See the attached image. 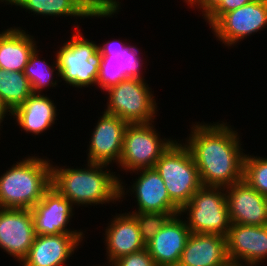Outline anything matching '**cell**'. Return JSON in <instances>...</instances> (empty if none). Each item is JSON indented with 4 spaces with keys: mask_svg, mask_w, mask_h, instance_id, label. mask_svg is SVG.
Returning <instances> with one entry per match:
<instances>
[{
    "mask_svg": "<svg viewBox=\"0 0 267 266\" xmlns=\"http://www.w3.org/2000/svg\"><path fill=\"white\" fill-rule=\"evenodd\" d=\"M224 121L194 122L183 143L204 187H227L243 180L245 150L237 129ZM244 151V152H243Z\"/></svg>",
    "mask_w": 267,
    "mask_h": 266,
    "instance_id": "obj_1",
    "label": "cell"
},
{
    "mask_svg": "<svg viewBox=\"0 0 267 266\" xmlns=\"http://www.w3.org/2000/svg\"><path fill=\"white\" fill-rule=\"evenodd\" d=\"M53 163L51 186L67 198L74 207L120 202L121 175L111 172L110 165L87 162L85 168L71 166L66 168L65 165L60 167Z\"/></svg>",
    "mask_w": 267,
    "mask_h": 266,
    "instance_id": "obj_2",
    "label": "cell"
},
{
    "mask_svg": "<svg viewBox=\"0 0 267 266\" xmlns=\"http://www.w3.org/2000/svg\"><path fill=\"white\" fill-rule=\"evenodd\" d=\"M35 155L13 163L0 176V208L32 209L51 187L52 162Z\"/></svg>",
    "mask_w": 267,
    "mask_h": 266,
    "instance_id": "obj_3",
    "label": "cell"
},
{
    "mask_svg": "<svg viewBox=\"0 0 267 266\" xmlns=\"http://www.w3.org/2000/svg\"><path fill=\"white\" fill-rule=\"evenodd\" d=\"M71 34L70 39L59 50L55 51L57 65L60 73V82L76 88H88L95 86L102 61V55L98 44L89 40L80 32L79 25Z\"/></svg>",
    "mask_w": 267,
    "mask_h": 266,
    "instance_id": "obj_4",
    "label": "cell"
},
{
    "mask_svg": "<svg viewBox=\"0 0 267 266\" xmlns=\"http://www.w3.org/2000/svg\"><path fill=\"white\" fill-rule=\"evenodd\" d=\"M176 140L156 161L170 199L181 209L201 187L199 172L189 148Z\"/></svg>",
    "mask_w": 267,
    "mask_h": 266,
    "instance_id": "obj_5",
    "label": "cell"
},
{
    "mask_svg": "<svg viewBox=\"0 0 267 266\" xmlns=\"http://www.w3.org/2000/svg\"><path fill=\"white\" fill-rule=\"evenodd\" d=\"M104 92L108 98L104 112L116 115L128 124L155 120L157 100L146 80L126 78Z\"/></svg>",
    "mask_w": 267,
    "mask_h": 266,
    "instance_id": "obj_6",
    "label": "cell"
},
{
    "mask_svg": "<svg viewBox=\"0 0 267 266\" xmlns=\"http://www.w3.org/2000/svg\"><path fill=\"white\" fill-rule=\"evenodd\" d=\"M179 214H187L185 222L191 233L226 237L231 225L224 187L202 186Z\"/></svg>",
    "mask_w": 267,
    "mask_h": 266,
    "instance_id": "obj_7",
    "label": "cell"
},
{
    "mask_svg": "<svg viewBox=\"0 0 267 266\" xmlns=\"http://www.w3.org/2000/svg\"><path fill=\"white\" fill-rule=\"evenodd\" d=\"M161 138L154 121L150 123L128 124L124 136L121 158L118 163L120 171L130 172L154 168L156 161L176 141Z\"/></svg>",
    "mask_w": 267,
    "mask_h": 266,
    "instance_id": "obj_8",
    "label": "cell"
},
{
    "mask_svg": "<svg viewBox=\"0 0 267 266\" xmlns=\"http://www.w3.org/2000/svg\"><path fill=\"white\" fill-rule=\"evenodd\" d=\"M9 5L26 9L39 16L70 17L74 19L108 18L120 12V0H13Z\"/></svg>",
    "mask_w": 267,
    "mask_h": 266,
    "instance_id": "obj_9",
    "label": "cell"
},
{
    "mask_svg": "<svg viewBox=\"0 0 267 266\" xmlns=\"http://www.w3.org/2000/svg\"><path fill=\"white\" fill-rule=\"evenodd\" d=\"M264 28H267V0H253L223 14L209 29L220 43L233 48Z\"/></svg>",
    "mask_w": 267,
    "mask_h": 266,
    "instance_id": "obj_10",
    "label": "cell"
},
{
    "mask_svg": "<svg viewBox=\"0 0 267 266\" xmlns=\"http://www.w3.org/2000/svg\"><path fill=\"white\" fill-rule=\"evenodd\" d=\"M136 179L131 187L120 179V202L128 193L136 199V210L132 212H180V208L170 199L163 179L155 168L133 171ZM132 188V189H131ZM126 191V192H125Z\"/></svg>",
    "mask_w": 267,
    "mask_h": 266,
    "instance_id": "obj_11",
    "label": "cell"
},
{
    "mask_svg": "<svg viewBox=\"0 0 267 266\" xmlns=\"http://www.w3.org/2000/svg\"><path fill=\"white\" fill-rule=\"evenodd\" d=\"M35 237L31 209L0 208V250L21 263Z\"/></svg>",
    "mask_w": 267,
    "mask_h": 266,
    "instance_id": "obj_12",
    "label": "cell"
},
{
    "mask_svg": "<svg viewBox=\"0 0 267 266\" xmlns=\"http://www.w3.org/2000/svg\"><path fill=\"white\" fill-rule=\"evenodd\" d=\"M101 114L91 131L86 162L111 166L116 162L117 166L121 158L123 136L128 123L116 115L104 111Z\"/></svg>",
    "mask_w": 267,
    "mask_h": 266,
    "instance_id": "obj_13",
    "label": "cell"
},
{
    "mask_svg": "<svg viewBox=\"0 0 267 266\" xmlns=\"http://www.w3.org/2000/svg\"><path fill=\"white\" fill-rule=\"evenodd\" d=\"M226 245L229 262L242 266H260L267 259V225L231 223Z\"/></svg>",
    "mask_w": 267,
    "mask_h": 266,
    "instance_id": "obj_14",
    "label": "cell"
},
{
    "mask_svg": "<svg viewBox=\"0 0 267 266\" xmlns=\"http://www.w3.org/2000/svg\"><path fill=\"white\" fill-rule=\"evenodd\" d=\"M73 212V204L51 186L31 209L36 235L85 233L81 229L74 230L69 227V222L75 214Z\"/></svg>",
    "mask_w": 267,
    "mask_h": 266,
    "instance_id": "obj_15",
    "label": "cell"
},
{
    "mask_svg": "<svg viewBox=\"0 0 267 266\" xmlns=\"http://www.w3.org/2000/svg\"><path fill=\"white\" fill-rule=\"evenodd\" d=\"M84 233L36 235L22 266H67L70 257L85 239ZM68 260V261H67ZM67 264V265H66Z\"/></svg>",
    "mask_w": 267,
    "mask_h": 266,
    "instance_id": "obj_16",
    "label": "cell"
},
{
    "mask_svg": "<svg viewBox=\"0 0 267 266\" xmlns=\"http://www.w3.org/2000/svg\"><path fill=\"white\" fill-rule=\"evenodd\" d=\"M225 193L231 223L267 225V197L244 179L225 187Z\"/></svg>",
    "mask_w": 267,
    "mask_h": 266,
    "instance_id": "obj_17",
    "label": "cell"
},
{
    "mask_svg": "<svg viewBox=\"0 0 267 266\" xmlns=\"http://www.w3.org/2000/svg\"><path fill=\"white\" fill-rule=\"evenodd\" d=\"M181 214L171 216L163 227L146 244L156 266H177L191 234Z\"/></svg>",
    "mask_w": 267,
    "mask_h": 266,
    "instance_id": "obj_18",
    "label": "cell"
},
{
    "mask_svg": "<svg viewBox=\"0 0 267 266\" xmlns=\"http://www.w3.org/2000/svg\"><path fill=\"white\" fill-rule=\"evenodd\" d=\"M105 227L103 239L106 246L107 264L118 258L146 248L140 236L138 224L130 212L116 213Z\"/></svg>",
    "mask_w": 267,
    "mask_h": 266,
    "instance_id": "obj_19",
    "label": "cell"
},
{
    "mask_svg": "<svg viewBox=\"0 0 267 266\" xmlns=\"http://www.w3.org/2000/svg\"><path fill=\"white\" fill-rule=\"evenodd\" d=\"M228 263L225 236L191 233L177 266H226Z\"/></svg>",
    "mask_w": 267,
    "mask_h": 266,
    "instance_id": "obj_20",
    "label": "cell"
},
{
    "mask_svg": "<svg viewBox=\"0 0 267 266\" xmlns=\"http://www.w3.org/2000/svg\"><path fill=\"white\" fill-rule=\"evenodd\" d=\"M58 113L54 100L46 93H33L12 113L11 117L25 133L37 136L43 135L42 133L57 123Z\"/></svg>",
    "mask_w": 267,
    "mask_h": 266,
    "instance_id": "obj_21",
    "label": "cell"
},
{
    "mask_svg": "<svg viewBox=\"0 0 267 266\" xmlns=\"http://www.w3.org/2000/svg\"><path fill=\"white\" fill-rule=\"evenodd\" d=\"M35 37L22 27H9L0 32V68L24 72L30 55L38 48Z\"/></svg>",
    "mask_w": 267,
    "mask_h": 266,
    "instance_id": "obj_22",
    "label": "cell"
},
{
    "mask_svg": "<svg viewBox=\"0 0 267 266\" xmlns=\"http://www.w3.org/2000/svg\"><path fill=\"white\" fill-rule=\"evenodd\" d=\"M33 94L24 72L0 68V101L13 113Z\"/></svg>",
    "mask_w": 267,
    "mask_h": 266,
    "instance_id": "obj_23",
    "label": "cell"
},
{
    "mask_svg": "<svg viewBox=\"0 0 267 266\" xmlns=\"http://www.w3.org/2000/svg\"><path fill=\"white\" fill-rule=\"evenodd\" d=\"M38 52L40 51L36 48L30 55L28 64L24 70V74L28 78L33 93H41L47 87L48 89L50 87H57L58 82H60V78H57L60 77V73L56 58L50 64L44 58L41 60L40 53ZM54 77H56V80H54Z\"/></svg>",
    "mask_w": 267,
    "mask_h": 266,
    "instance_id": "obj_24",
    "label": "cell"
},
{
    "mask_svg": "<svg viewBox=\"0 0 267 266\" xmlns=\"http://www.w3.org/2000/svg\"><path fill=\"white\" fill-rule=\"evenodd\" d=\"M243 179L267 197V157L245 154Z\"/></svg>",
    "mask_w": 267,
    "mask_h": 266,
    "instance_id": "obj_25",
    "label": "cell"
},
{
    "mask_svg": "<svg viewBox=\"0 0 267 266\" xmlns=\"http://www.w3.org/2000/svg\"><path fill=\"white\" fill-rule=\"evenodd\" d=\"M138 224L142 241L147 244L167 220L179 212H130Z\"/></svg>",
    "mask_w": 267,
    "mask_h": 266,
    "instance_id": "obj_26",
    "label": "cell"
},
{
    "mask_svg": "<svg viewBox=\"0 0 267 266\" xmlns=\"http://www.w3.org/2000/svg\"><path fill=\"white\" fill-rule=\"evenodd\" d=\"M126 79L124 70H120L119 54L102 55V61L99 68L96 87L103 93L108 88L117 85L120 81Z\"/></svg>",
    "mask_w": 267,
    "mask_h": 266,
    "instance_id": "obj_27",
    "label": "cell"
},
{
    "mask_svg": "<svg viewBox=\"0 0 267 266\" xmlns=\"http://www.w3.org/2000/svg\"><path fill=\"white\" fill-rule=\"evenodd\" d=\"M141 54L134 43L133 45L130 43L125 52L119 54L120 70H124L126 78L145 80L142 72L145 63Z\"/></svg>",
    "mask_w": 267,
    "mask_h": 266,
    "instance_id": "obj_28",
    "label": "cell"
},
{
    "mask_svg": "<svg viewBox=\"0 0 267 266\" xmlns=\"http://www.w3.org/2000/svg\"><path fill=\"white\" fill-rule=\"evenodd\" d=\"M111 266H156V264L145 248L118 258Z\"/></svg>",
    "mask_w": 267,
    "mask_h": 266,
    "instance_id": "obj_29",
    "label": "cell"
},
{
    "mask_svg": "<svg viewBox=\"0 0 267 266\" xmlns=\"http://www.w3.org/2000/svg\"><path fill=\"white\" fill-rule=\"evenodd\" d=\"M253 0H222L221 3L205 18L211 27L223 14L250 3Z\"/></svg>",
    "mask_w": 267,
    "mask_h": 266,
    "instance_id": "obj_30",
    "label": "cell"
},
{
    "mask_svg": "<svg viewBox=\"0 0 267 266\" xmlns=\"http://www.w3.org/2000/svg\"><path fill=\"white\" fill-rule=\"evenodd\" d=\"M106 43L98 44V49L101 55H118L125 52L126 48L130 45L129 43L123 42V39H114L105 41Z\"/></svg>",
    "mask_w": 267,
    "mask_h": 266,
    "instance_id": "obj_31",
    "label": "cell"
},
{
    "mask_svg": "<svg viewBox=\"0 0 267 266\" xmlns=\"http://www.w3.org/2000/svg\"><path fill=\"white\" fill-rule=\"evenodd\" d=\"M222 0H194L189 6L191 9H198L202 12V17L205 19L220 3Z\"/></svg>",
    "mask_w": 267,
    "mask_h": 266,
    "instance_id": "obj_32",
    "label": "cell"
},
{
    "mask_svg": "<svg viewBox=\"0 0 267 266\" xmlns=\"http://www.w3.org/2000/svg\"><path fill=\"white\" fill-rule=\"evenodd\" d=\"M9 112V113H8ZM11 117L12 113L5 107V105L0 101V127L2 128L3 125H1L4 121V118L9 116ZM0 128V130H1ZM1 134V133H0Z\"/></svg>",
    "mask_w": 267,
    "mask_h": 266,
    "instance_id": "obj_33",
    "label": "cell"
},
{
    "mask_svg": "<svg viewBox=\"0 0 267 266\" xmlns=\"http://www.w3.org/2000/svg\"><path fill=\"white\" fill-rule=\"evenodd\" d=\"M186 3L187 4V6L189 7L193 2H194V0H184L183 1V3Z\"/></svg>",
    "mask_w": 267,
    "mask_h": 266,
    "instance_id": "obj_34",
    "label": "cell"
},
{
    "mask_svg": "<svg viewBox=\"0 0 267 266\" xmlns=\"http://www.w3.org/2000/svg\"><path fill=\"white\" fill-rule=\"evenodd\" d=\"M13 0H0V3H4L6 5H9Z\"/></svg>",
    "mask_w": 267,
    "mask_h": 266,
    "instance_id": "obj_35",
    "label": "cell"
},
{
    "mask_svg": "<svg viewBox=\"0 0 267 266\" xmlns=\"http://www.w3.org/2000/svg\"><path fill=\"white\" fill-rule=\"evenodd\" d=\"M226 266H242V265H239L237 263H231V262H229Z\"/></svg>",
    "mask_w": 267,
    "mask_h": 266,
    "instance_id": "obj_36",
    "label": "cell"
},
{
    "mask_svg": "<svg viewBox=\"0 0 267 266\" xmlns=\"http://www.w3.org/2000/svg\"><path fill=\"white\" fill-rule=\"evenodd\" d=\"M107 266H111V265H108V264H106ZM105 264H103V265H101V266H106ZM93 266H96V265H93ZM97 266H100V265H97Z\"/></svg>",
    "mask_w": 267,
    "mask_h": 266,
    "instance_id": "obj_37",
    "label": "cell"
}]
</instances>
